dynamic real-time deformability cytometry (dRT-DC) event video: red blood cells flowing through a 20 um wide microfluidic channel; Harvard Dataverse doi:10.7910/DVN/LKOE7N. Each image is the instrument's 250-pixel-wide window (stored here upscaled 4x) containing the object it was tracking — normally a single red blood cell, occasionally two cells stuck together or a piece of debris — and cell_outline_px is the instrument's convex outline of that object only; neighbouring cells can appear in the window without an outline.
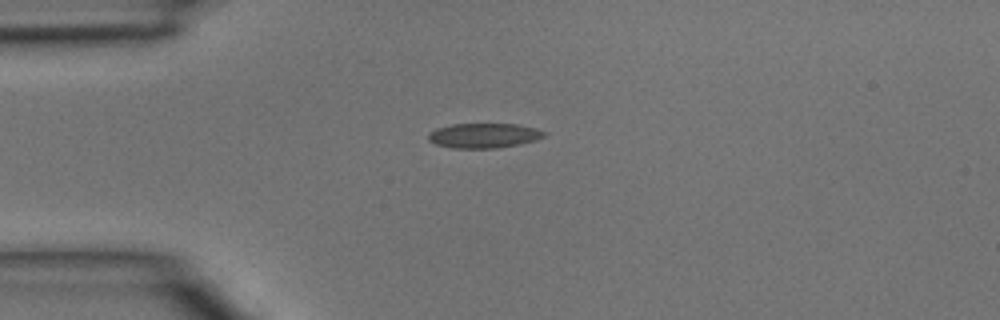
{"species": "common noctule bat (a hibernating species)", "species_latin": "Nyctalus noctula", "temperature_condition": "room temperature", "stored_images_in_passage": 2, "camera_frame_rate_fps": 3000, "um_per_image_px": 0.085, "animal": {"sex": "male", "body_mass_g": 15.6}, "frame": {"image": 1, "passage_image": 1, "time_ms": 0.0, "image_size_px": [1000, 320], "cell_outline_px": [[548, 132], [544, 136], [536, 140], [520, 144], [496, 148], [452, 148], [436, 144], [428, 140], [428, 132], [436, 128], [452, 124], [516, 124], [536, 128]], "centroid_in_image_um": [41.13, 11.52], "position_along_channel_um": 43.9, "area_um2": 16.82}}